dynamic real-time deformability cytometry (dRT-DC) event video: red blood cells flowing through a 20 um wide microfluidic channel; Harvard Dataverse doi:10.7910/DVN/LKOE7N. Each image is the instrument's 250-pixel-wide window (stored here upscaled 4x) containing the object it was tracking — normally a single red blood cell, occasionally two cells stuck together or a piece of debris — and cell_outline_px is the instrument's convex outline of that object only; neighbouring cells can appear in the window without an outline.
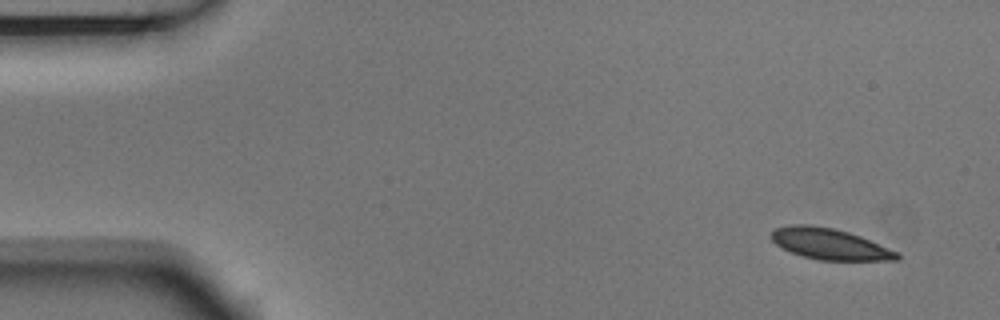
{"species": "Egyptian fruit bat (a non-hibernating species)", "species_latin": "Rousettus aegyptiacus", "temperature_condition": "room temperature", "stored_images_in_passage": 9, "camera_frame_rate_fps": 3000, "um_per_image_px": 0.085, "animal": {"sex": "male"}, "frame": {"image": 1, "passage_image": 1, "time_ms": 0.0, "image_size_px": [1000, 320], "cell_outline_px": [[900, 260], [820, 260], [804, 256], [792, 252], [776, 244], [768, 236], [776, 228], [792, 224], [812, 224], [832, 228], [848, 232], [860, 236], [900, 252]], "centroid_in_image_um": [70.54, 20.73], "position_along_channel_um": 14.5, "area_um2": 22.72}}
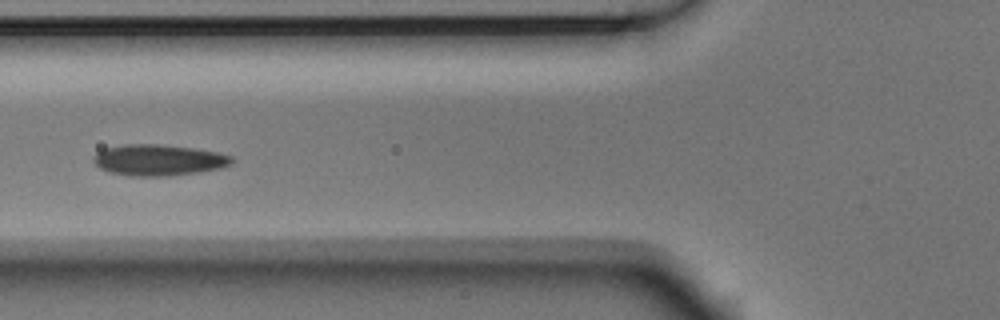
{"frame": {"image": 2, "passage_image": 6, "time_ms": 1.667, "image_size_px": [1000, 320], "cell_outline_px": [[236, 160], [232, 164], [220, 168], [196, 172], [168, 176], [128, 176], [108, 172], [100, 168], [92, 160], [92, 156], [96, 152], [104, 148], [124, 144], [156, 144], [192, 148], [220, 152], [232, 156]], "centroid_in_image_um": [13.46, 13.6], "position_along_channel_um": 112.3, "area_um2": 25.32}}
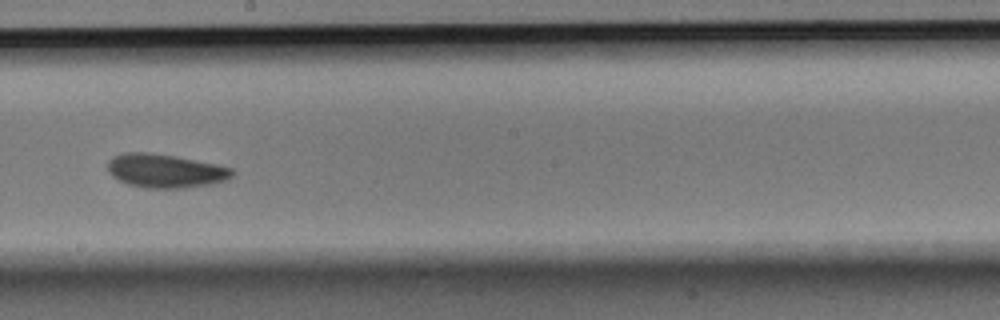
{"frame": {"image": 3, "passage_image": 9, "time_ms": 2.667, "image_size_px": [1000, 320], "cell_outline_px": [[236, 172], [228, 180], [212, 184], [184, 188], [148, 188], [128, 184], [112, 176], [108, 172], [108, 160], [112, 156], [124, 152], [148, 152], [176, 156], [216, 164], [232, 168]], "centroid_in_image_um": [14.07, 14.52], "position_along_channel_um": 234.1, "area_um2": 24.68}}